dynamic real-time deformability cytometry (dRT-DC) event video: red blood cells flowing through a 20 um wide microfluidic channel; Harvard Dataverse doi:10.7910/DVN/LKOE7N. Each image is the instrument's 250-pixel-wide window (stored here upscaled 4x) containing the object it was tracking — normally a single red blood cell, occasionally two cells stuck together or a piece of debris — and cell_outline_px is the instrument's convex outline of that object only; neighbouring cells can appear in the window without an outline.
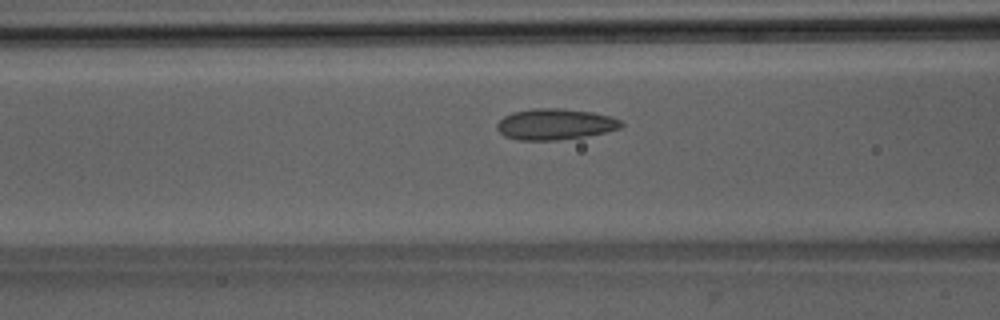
{"species": "Egyptian fruit bat (a non-hibernating species)", "species_latin": "Rousettus aegyptiacus", "temperature_condition": "room temperature", "stored_images_in_passage": 39, "camera_frame_rate_fps": 3000, "um_per_image_px": 0.085, "animal": {"sex": "male"}, "frame": {"image": 1, "passage_image": 10, "time_ms": 3.0, "image_size_px": [1000, 320], "cell_outline_px": [[624, 124], [620, 128], [604, 132], [584, 136], [556, 140], [516, 140], [504, 136], [496, 128], [496, 124], [504, 116], [512, 112], [536, 108], [560, 108], [592, 112], [612, 116], [620, 120]], "centroid_in_image_um": [47.16, 10.55], "position_along_channel_um": 119.4, "area_um2": 22.43}}
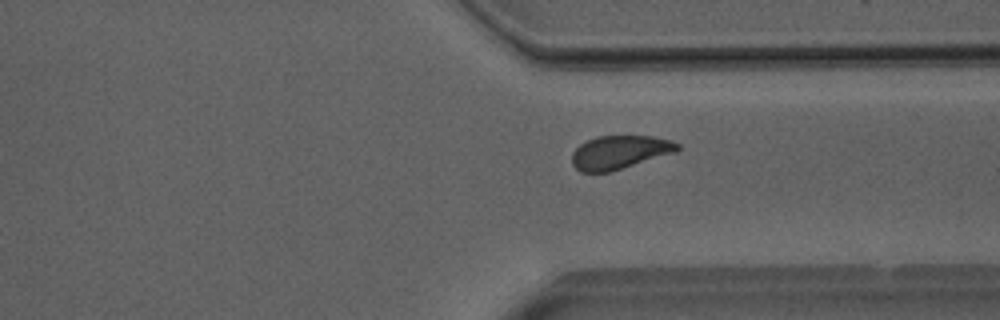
{"frame": {"image": 2, "passage_image": 28, "time_ms": 9.0, "image_size_px": [1000, 320], "cell_outline_px": [[680, 148], [676, 152], [608, 172], [580, 172], [572, 164], [572, 152], [580, 144], [596, 136], [652, 136], [672, 140], [680, 144]], "centroid_in_image_um": [52.67, 12.93], "position_along_channel_um": 358.7, "area_um2": 20.52}}
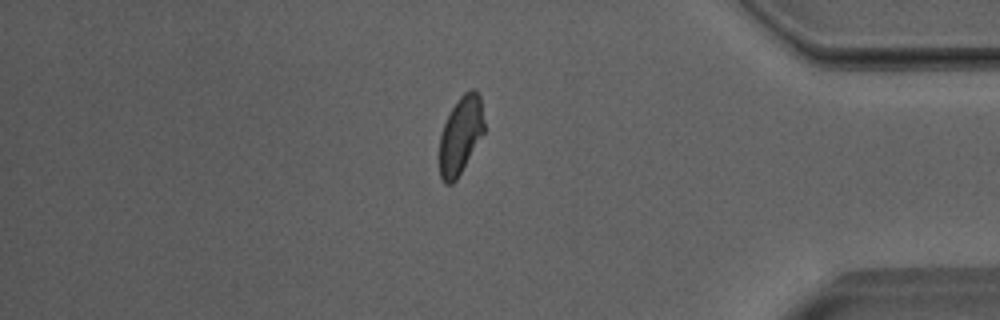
{"frame": {"image": 3, "passage_image": 33, "time_ms": 10.667, "image_size_px": [1000, 320], "cell_outline_px": [[484, 132], [456, 180], [452, 184], [444, 184], [440, 176], [440, 136], [444, 124], [452, 108], [460, 96], [464, 92], [472, 88], [480, 96], [484, 120]], "centroid_in_image_um": [39.15, 11.49], "position_along_channel_um": 396.0, "area_um2": 19.94}, "authors_computed_cell_mechanics": {"area_um2": 21.0392, "velocity_mm_per_s": 3.9922, "shape_relaxation_time_tau1_ms": 7.0098, "shape_relaxation_time_tau2_ms": 1.4715, "deformation_change_tau1": 0.1381, "deformation_change_tau2": 0.0659}}